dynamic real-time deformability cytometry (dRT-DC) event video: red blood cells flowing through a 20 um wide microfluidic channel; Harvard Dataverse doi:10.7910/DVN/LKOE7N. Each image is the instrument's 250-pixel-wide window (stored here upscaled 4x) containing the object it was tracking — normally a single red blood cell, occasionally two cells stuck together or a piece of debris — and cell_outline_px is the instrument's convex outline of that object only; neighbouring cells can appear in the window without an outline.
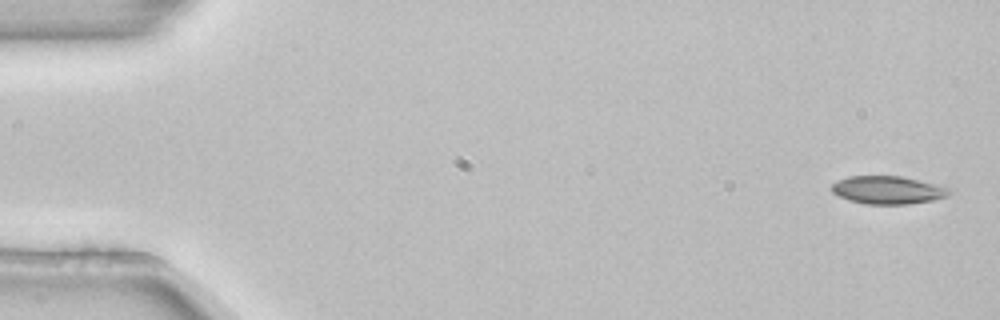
{"species": "common noctule bat (a hibernating species)", "species_latin": "Nyctalus noctula", "temperature_condition": "room temperature", "stored_images_in_passage": 5, "camera_frame_rate_fps": 3000, "um_per_image_px": 0.085, "animal": {"sex": "female", "body_mass_g": 22.7, "forearm_length_mm": 54.2}, "frame": {"image": 1, "passage_image": 1, "time_ms": 0.0, "image_size_px": [1000, 320], "cell_outline_px": [[952, 192], [948, 196], [932, 200], [908, 204], [868, 204], [848, 200], [832, 192], [832, 184], [836, 180], [848, 176], [900, 176], [952, 188]], "centroid_in_image_um": [75.47, 16.15], "position_along_channel_um": 9.5, "area_um2": 19.13}}
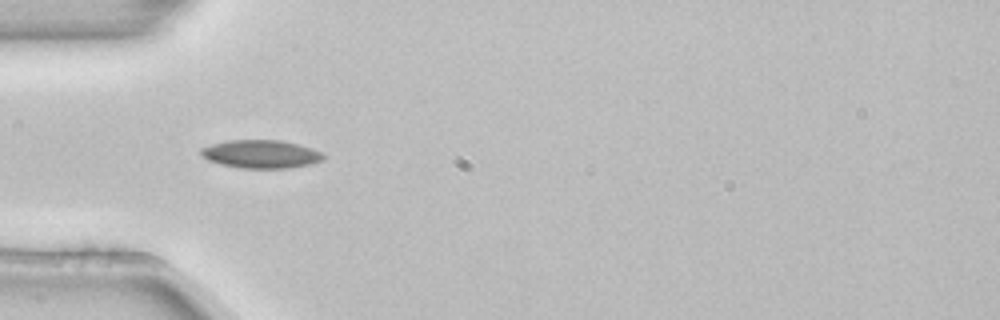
{"frame": {"image": 2, "passage_image": 4, "time_ms": 1.0, "image_size_px": [1000, 320], "cell_outline_px": [[324, 160], [308, 164], [288, 168], [240, 168], [220, 164], [208, 160], [200, 152], [200, 148], [212, 144], [228, 140], [280, 140], [300, 144], [312, 148], [320, 152], [324, 156]], "centroid_in_image_um": [22.18, 13.09], "position_along_channel_um": 62.8, "area_um2": 20.06}}